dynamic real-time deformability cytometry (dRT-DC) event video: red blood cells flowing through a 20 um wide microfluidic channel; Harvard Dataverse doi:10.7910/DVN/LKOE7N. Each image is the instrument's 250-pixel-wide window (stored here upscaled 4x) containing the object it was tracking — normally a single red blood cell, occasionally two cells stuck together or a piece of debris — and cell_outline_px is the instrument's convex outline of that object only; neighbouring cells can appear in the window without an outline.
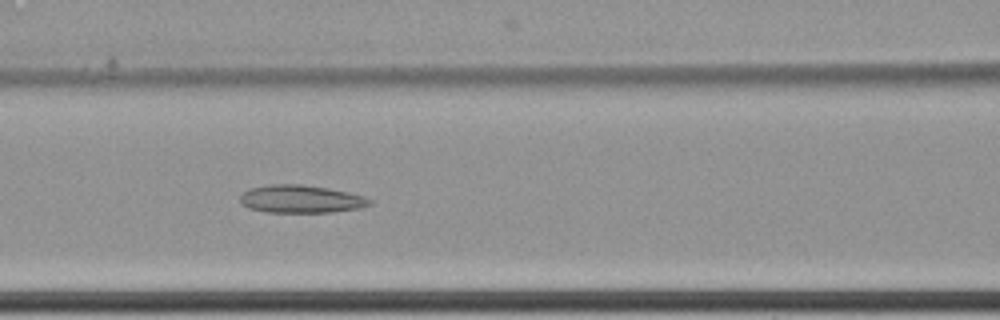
{"species": "common noctule bat (a hibernating species)", "species_latin": "Nyctalus noctula", "temperature_condition": "cold", "stored_images_in_passage": 8, "camera_frame_rate_fps": 3000, "um_per_image_px": 0.085, "animal": {"sex": "female", "body_mass_g": 22.7, "forearm_length_mm": 54.2}, "frame": {"image": 1, "passage_image": 8, "time_ms": 2.333, "image_size_px": [1000, 320], "cell_outline_px": [[372, 204], [360, 208], [332, 212], [268, 212], [248, 208], [240, 204], [240, 196], [244, 192], [252, 188], [268, 184], [300, 184], [328, 188], [348, 192], [364, 196], [372, 200]], "centroid_in_image_um": [25.58, 16.92], "position_along_channel_um": 141.0, "area_um2": 21.04}}